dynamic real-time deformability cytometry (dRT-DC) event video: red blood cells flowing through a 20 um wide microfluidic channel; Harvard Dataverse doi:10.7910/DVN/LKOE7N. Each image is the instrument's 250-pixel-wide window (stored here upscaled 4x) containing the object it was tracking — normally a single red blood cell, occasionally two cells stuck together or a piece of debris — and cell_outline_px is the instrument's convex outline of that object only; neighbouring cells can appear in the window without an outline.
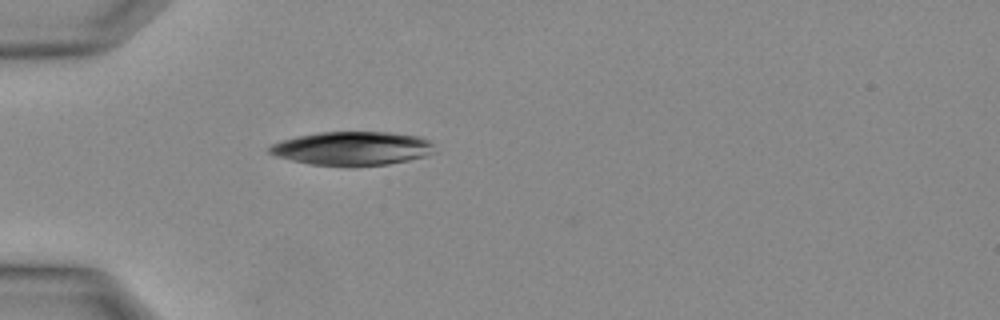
{"species": "Egyptian fruit bat (a non-hibernating species)", "species_latin": "Rousettus aegyptiacus", "temperature_condition": "warm", "stored_images_in_passage": 21, "camera_frame_rate_fps": 3000, "um_per_image_px": 0.085, "animal": {"sex": "female"}, "frame": {"image": 1, "passage_image": 1, "time_ms": 0.0, "image_size_px": [1000, 320], "cell_outline_px": [[436, 152], [424, 156], [408, 160], [388, 164], [312, 164], [292, 160], [276, 156], [268, 152], [268, 148], [272, 144], [280, 140], [296, 136], [320, 132], [392, 132], [420, 136], [428, 140], [432, 144]], "centroid_in_image_um": [29.95, 12.58], "position_along_channel_um": 55.0, "area_um2": 31.91}}
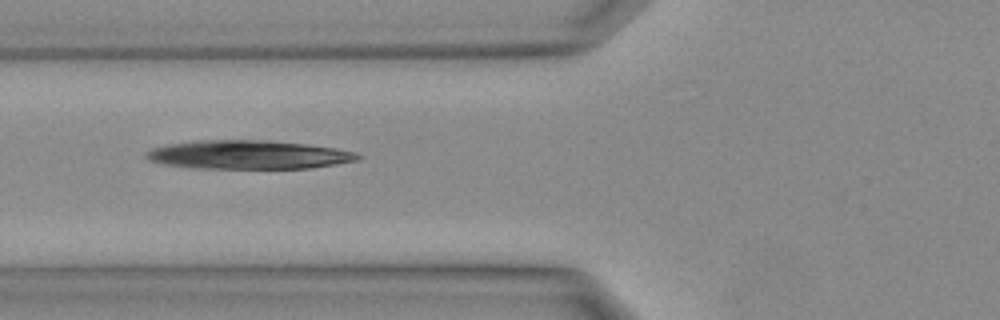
{"frame": {"image": 2, "passage_image": 4, "time_ms": 1.0, "image_size_px": [1000, 320], "cell_outline_px": [[364, 156], [360, 160], [336, 164], [308, 168], [192, 168], [160, 164], [148, 160], [144, 156], [144, 152], [152, 148], [168, 144], [204, 140], [264, 140], [304, 144], [336, 148], [356, 152]], "centroid_in_image_um": [21.09, 13.15], "position_along_channel_um": 104.7, "area_um2": 35.49}}